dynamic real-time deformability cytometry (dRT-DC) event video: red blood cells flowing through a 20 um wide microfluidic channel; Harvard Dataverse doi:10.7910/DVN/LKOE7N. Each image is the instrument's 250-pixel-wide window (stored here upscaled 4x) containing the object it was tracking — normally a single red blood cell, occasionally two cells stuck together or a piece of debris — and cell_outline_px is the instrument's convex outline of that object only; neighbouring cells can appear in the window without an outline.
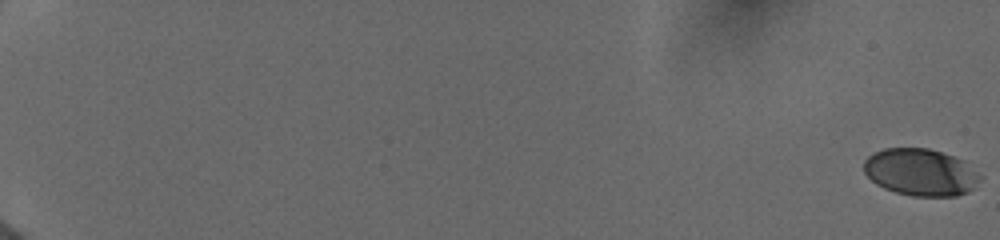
{"species": "human", "species_latin": "Homo sapiens", "temperature_condition": "cold", "stored_images_in_passage": 47, "camera_frame_rate_fps": 3000, "um_per_image_px": 0.085, "donor": {"sex": "female"}, "frame": {"image": 1, "passage_image": 1, "time_ms": 0.0, "image_size_px": [1000, 240], "cell_outline_px": [[984, 176], [976, 188], [968, 192], [956, 196], [912, 196], [896, 192], [884, 188], [876, 184], [864, 172], [864, 160], [868, 156], [884, 148], [928, 148], [964, 160]], "centroid_in_image_um": [78.31, 14.65], "position_along_channel_um": 6.7, "area_um2": 32.19}}
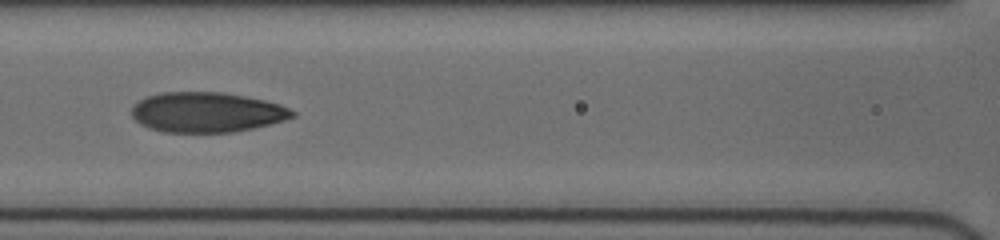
{"frame": {"image": 2, "passage_image": 25, "time_ms": 9.667, "image_size_px": [1000, 240], "cell_outline_px": [[296, 116], [284, 120], [252, 128], [232, 132], [164, 132], [148, 128], [140, 124], [132, 116], [132, 104], [148, 96], [160, 92], [224, 92], [264, 100], [280, 104], [296, 112]], "centroid_in_image_um": [17.55, 9.54], "position_along_channel_um": 149.0, "area_um2": 37.51}}
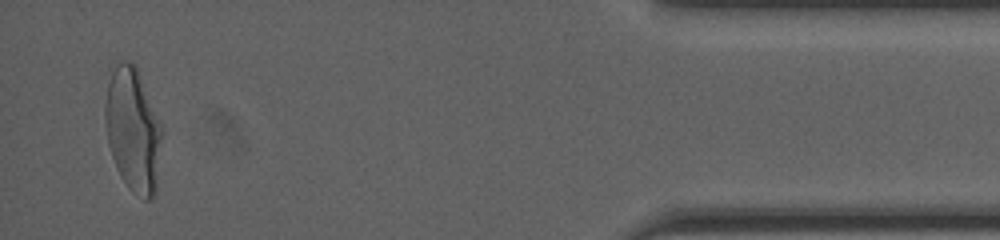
{"frame": {"image": 3, "passage_image": 47, "time_ms": 18.0, "image_size_px": [1000, 240], "cell_outline_px": [[164, 132], [156, 192], [148, 200], [144, 200], [132, 192], [128, 188], [120, 176], [112, 156], [108, 144], [104, 120], [104, 104], [108, 84], [112, 72], [116, 64], [120, 60], [136, 64]], "centroid_in_image_um": [11.32, 11.07], "position_along_channel_um": 423.9, "area_um2": 41.5}, "authors_computed_cell_mechanics": {"area_um2": 37.3388, "velocity_mm_per_s": 3.9931, "shape_relaxation_time_tau1_ms": 4.4973, "shape_relaxation_time_tau2_ms": 1.1618, "deformation_change_tau1": 0.1888, "deformation_change_tau2": 0.0696}}